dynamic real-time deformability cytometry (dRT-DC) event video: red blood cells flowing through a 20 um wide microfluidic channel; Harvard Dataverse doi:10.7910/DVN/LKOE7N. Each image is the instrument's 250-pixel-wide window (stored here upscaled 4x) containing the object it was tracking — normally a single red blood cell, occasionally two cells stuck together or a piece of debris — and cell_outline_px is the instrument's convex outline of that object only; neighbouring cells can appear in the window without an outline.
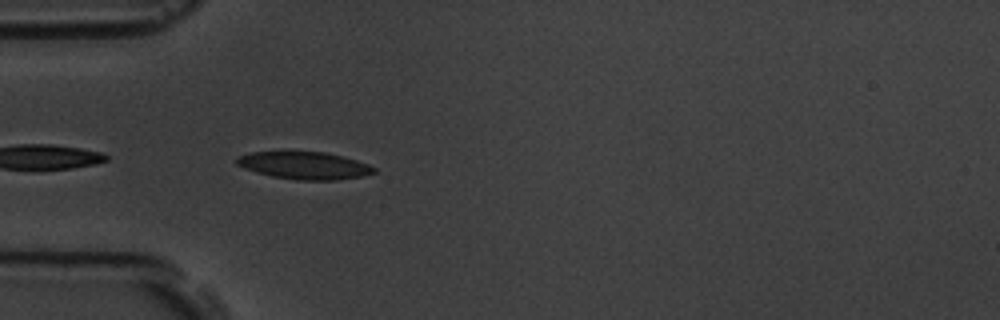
{"species": "common noctule bat (a hibernating species)", "species_latin": "Nyctalus noctula", "temperature_condition": "room temperature", "stored_images_in_passage": 5, "camera_frame_rate_fps": 3000, "um_per_image_px": 0.085, "animal": {"sex": "male", "body_mass_g": 19.5, "forearm_length_mm": 54.6}, "frame": {"image": 1, "passage_image": 5, "time_ms": 4.667, "image_size_px": [1000, 320], "cell_outline_px": [[376, 172], [364, 176], [336, 180], [296, 180], [272, 176], [256, 172], [244, 168], [236, 164], [236, 156], [252, 152], [284, 148], [324, 152], [344, 156], [368, 164], [376, 168]], "centroid_in_image_um": [25.82, 14.01], "position_along_channel_um": 59.2, "area_um2": 23.0}}